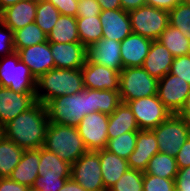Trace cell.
<instances>
[{
    "mask_svg": "<svg viewBox=\"0 0 190 191\" xmlns=\"http://www.w3.org/2000/svg\"><path fill=\"white\" fill-rule=\"evenodd\" d=\"M87 59L109 69L117 70L119 73L123 69L121 60L120 42L102 38L87 48Z\"/></svg>",
    "mask_w": 190,
    "mask_h": 191,
    "instance_id": "16",
    "label": "cell"
},
{
    "mask_svg": "<svg viewBox=\"0 0 190 191\" xmlns=\"http://www.w3.org/2000/svg\"><path fill=\"white\" fill-rule=\"evenodd\" d=\"M157 85L158 80L143 67H127L120 71L119 94L123 103L157 95Z\"/></svg>",
    "mask_w": 190,
    "mask_h": 191,
    "instance_id": "6",
    "label": "cell"
},
{
    "mask_svg": "<svg viewBox=\"0 0 190 191\" xmlns=\"http://www.w3.org/2000/svg\"><path fill=\"white\" fill-rule=\"evenodd\" d=\"M38 166V174L42 177H71V164L44 147H40Z\"/></svg>",
    "mask_w": 190,
    "mask_h": 191,
    "instance_id": "26",
    "label": "cell"
},
{
    "mask_svg": "<svg viewBox=\"0 0 190 191\" xmlns=\"http://www.w3.org/2000/svg\"><path fill=\"white\" fill-rule=\"evenodd\" d=\"M59 10L48 0H37L35 23L47 35L60 16Z\"/></svg>",
    "mask_w": 190,
    "mask_h": 191,
    "instance_id": "33",
    "label": "cell"
},
{
    "mask_svg": "<svg viewBox=\"0 0 190 191\" xmlns=\"http://www.w3.org/2000/svg\"><path fill=\"white\" fill-rule=\"evenodd\" d=\"M178 170L175 157L158 152L149 160L144 173L164 179H175Z\"/></svg>",
    "mask_w": 190,
    "mask_h": 191,
    "instance_id": "30",
    "label": "cell"
},
{
    "mask_svg": "<svg viewBox=\"0 0 190 191\" xmlns=\"http://www.w3.org/2000/svg\"><path fill=\"white\" fill-rule=\"evenodd\" d=\"M136 140L137 131H129L118 137L108 139L105 149L127 160L136 147Z\"/></svg>",
    "mask_w": 190,
    "mask_h": 191,
    "instance_id": "34",
    "label": "cell"
},
{
    "mask_svg": "<svg viewBox=\"0 0 190 191\" xmlns=\"http://www.w3.org/2000/svg\"><path fill=\"white\" fill-rule=\"evenodd\" d=\"M183 2L190 5V0H183Z\"/></svg>",
    "mask_w": 190,
    "mask_h": 191,
    "instance_id": "54",
    "label": "cell"
},
{
    "mask_svg": "<svg viewBox=\"0 0 190 191\" xmlns=\"http://www.w3.org/2000/svg\"><path fill=\"white\" fill-rule=\"evenodd\" d=\"M4 137V126L0 125V141Z\"/></svg>",
    "mask_w": 190,
    "mask_h": 191,
    "instance_id": "52",
    "label": "cell"
},
{
    "mask_svg": "<svg viewBox=\"0 0 190 191\" xmlns=\"http://www.w3.org/2000/svg\"><path fill=\"white\" fill-rule=\"evenodd\" d=\"M59 191H86V190L72 178H69Z\"/></svg>",
    "mask_w": 190,
    "mask_h": 191,
    "instance_id": "49",
    "label": "cell"
},
{
    "mask_svg": "<svg viewBox=\"0 0 190 191\" xmlns=\"http://www.w3.org/2000/svg\"><path fill=\"white\" fill-rule=\"evenodd\" d=\"M122 103L119 90L84 88L72 95H63L46 104L49 122L77 127L92 112L112 114Z\"/></svg>",
    "mask_w": 190,
    "mask_h": 191,
    "instance_id": "1",
    "label": "cell"
},
{
    "mask_svg": "<svg viewBox=\"0 0 190 191\" xmlns=\"http://www.w3.org/2000/svg\"><path fill=\"white\" fill-rule=\"evenodd\" d=\"M143 191H176L175 179H164L143 172Z\"/></svg>",
    "mask_w": 190,
    "mask_h": 191,
    "instance_id": "37",
    "label": "cell"
},
{
    "mask_svg": "<svg viewBox=\"0 0 190 191\" xmlns=\"http://www.w3.org/2000/svg\"><path fill=\"white\" fill-rule=\"evenodd\" d=\"M60 12L61 15L77 16L78 0H48Z\"/></svg>",
    "mask_w": 190,
    "mask_h": 191,
    "instance_id": "42",
    "label": "cell"
},
{
    "mask_svg": "<svg viewBox=\"0 0 190 191\" xmlns=\"http://www.w3.org/2000/svg\"><path fill=\"white\" fill-rule=\"evenodd\" d=\"M26 191H39V189H36L30 186V187H27Z\"/></svg>",
    "mask_w": 190,
    "mask_h": 191,
    "instance_id": "53",
    "label": "cell"
},
{
    "mask_svg": "<svg viewBox=\"0 0 190 191\" xmlns=\"http://www.w3.org/2000/svg\"><path fill=\"white\" fill-rule=\"evenodd\" d=\"M99 17L103 30L102 38L121 42L132 33L129 14L122 8L102 10Z\"/></svg>",
    "mask_w": 190,
    "mask_h": 191,
    "instance_id": "17",
    "label": "cell"
},
{
    "mask_svg": "<svg viewBox=\"0 0 190 191\" xmlns=\"http://www.w3.org/2000/svg\"><path fill=\"white\" fill-rule=\"evenodd\" d=\"M50 50L55 68L79 69L87 59V48L81 43H52Z\"/></svg>",
    "mask_w": 190,
    "mask_h": 191,
    "instance_id": "18",
    "label": "cell"
},
{
    "mask_svg": "<svg viewBox=\"0 0 190 191\" xmlns=\"http://www.w3.org/2000/svg\"><path fill=\"white\" fill-rule=\"evenodd\" d=\"M14 50L30 47L35 44L48 41L47 34L35 23L26 25L25 27L13 32Z\"/></svg>",
    "mask_w": 190,
    "mask_h": 191,
    "instance_id": "32",
    "label": "cell"
},
{
    "mask_svg": "<svg viewBox=\"0 0 190 191\" xmlns=\"http://www.w3.org/2000/svg\"><path fill=\"white\" fill-rule=\"evenodd\" d=\"M69 178L71 177H42L39 175L32 187L39 191H59Z\"/></svg>",
    "mask_w": 190,
    "mask_h": 191,
    "instance_id": "38",
    "label": "cell"
},
{
    "mask_svg": "<svg viewBox=\"0 0 190 191\" xmlns=\"http://www.w3.org/2000/svg\"><path fill=\"white\" fill-rule=\"evenodd\" d=\"M189 95L190 84L170 72L158 80L157 97L172 114L181 111Z\"/></svg>",
    "mask_w": 190,
    "mask_h": 191,
    "instance_id": "12",
    "label": "cell"
},
{
    "mask_svg": "<svg viewBox=\"0 0 190 191\" xmlns=\"http://www.w3.org/2000/svg\"><path fill=\"white\" fill-rule=\"evenodd\" d=\"M27 186L10 178H0V191H26Z\"/></svg>",
    "mask_w": 190,
    "mask_h": 191,
    "instance_id": "45",
    "label": "cell"
},
{
    "mask_svg": "<svg viewBox=\"0 0 190 191\" xmlns=\"http://www.w3.org/2000/svg\"><path fill=\"white\" fill-rule=\"evenodd\" d=\"M88 151L105 149L108 143V115L92 112L85 115L77 126Z\"/></svg>",
    "mask_w": 190,
    "mask_h": 191,
    "instance_id": "11",
    "label": "cell"
},
{
    "mask_svg": "<svg viewBox=\"0 0 190 191\" xmlns=\"http://www.w3.org/2000/svg\"><path fill=\"white\" fill-rule=\"evenodd\" d=\"M152 131L156 136L159 152L175 157L190 136V122L178 114H171Z\"/></svg>",
    "mask_w": 190,
    "mask_h": 191,
    "instance_id": "7",
    "label": "cell"
},
{
    "mask_svg": "<svg viewBox=\"0 0 190 191\" xmlns=\"http://www.w3.org/2000/svg\"><path fill=\"white\" fill-rule=\"evenodd\" d=\"M43 147L71 165L88 151L77 127L53 122L48 124Z\"/></svg>",
    "mask_w": 190,
    "mask_h": 191,
    "instance_id": "4",
    "label": "cell"
},
{
    "mask_svg": "<svg viewBox=\"0 0 190 191\" xmlns=\"http://www.w3.org/2000/svg\"><path fill=\"white\" fill-rule=\"evenodd\" d=\"M127 104L140 130H152L172 114L157 95L128 101Z\"/></svg>",
    "mask_w": 190,
    "mask_h": 191,
    "instance_id": "10",
    "label": "cell"
},
{
    "mask_svg": "<svg viewBox=\"0 0 190 191\" xmlns=\"http://www.w3.org/2000/svg\"><path fill=\"white\" fill-rule=\"evenodd\" d=\"M152 40L136 33H131L120 42L123 68L142 67L149 53Z\"/></svg>",
    "mask_w": 190,
    "mask_h": 191,
    "instance_id": "20",
    "label": "cell"
},
{
    "mask_svg": "<svg viewBox=\"0 0 190 191\" xmlns=\"http://www.w3.org/2000/svg\"><path fill=\"white\" fill-rule=\"evenodd\" d=\"M176 191H190V166L181 168L175 178Z\"/></svg>",
    "mask_w": 190,
    "mask_h": 191,
    "instance_id": "43",
    "label": "cell"
},
{
    "mask_svg": "<svg viewBox=\"0 0 190 191\" xmlns=\"http://www.w3.org/2000/svg\"><path fill=\"white\" fill-rule=\"evenodd\" d=\"M83 89L82 68H54L36 80L35 97L46 105L54 98L76 94Z\"/></svg>",
    "mask_w": 190,
    "mask_h": 191,
    "instance_id": "3",
    "label": "cell"
},
{
    "mask_svg": "<svg viewBox=\"0 0 190 191\" xmlns=\"http://www.w3.org/2000/svg\"><path fill=\"white\" fill-rule=\"evenodd\" d=\"M178 169L190 166V136L175 156Z\"/></svg>",
    "mask_w": 190,
    "mask_h": 191,
    "instance_id": "44",
    "label": "cell"
},
{
    "mask_svg": "<svg viewBox=\"0 0 190 191\" xmlns=\"http://www.w3.org/2000/svg\"><path fill=\"white\" fill-rule=\"evenodd\" d=\"M37 0H22L0 12V21L13 32L35 21Z\"/></svg>",
    "mask_w": 190,
    "mask_h": 191,
    "instance_id": "21",
    "label": "cell"
},
{
    "mask_svg": "<svg viewBox=\"0 0 190 191\" xmlns=\"http://www.w3.org/2000/svg\"><path fill=\"white\" fill-rule=\"evenodd\" d=\"M173 55L159 41H152L148 55L146 56L142 67L150 76L160 80L170 72L173 62Z\"/></svg>",
    "mask_w": 190,
    "mask_h": 191,
    "instance_id": "22",
    "label": "cell"
},
{
    "mask_svg": "<svg viewBox=\"0 0 190 191\" xmlns=\"http://www.w3.org/2000/svg\"><path fill=\"white\" fill-rule=\"evenodd\" d=\"M47 39L52 43H80L76 17L60 15Z\"/></svg>",
    "mask_w": 190,
    "mask_h": 191,
    "instance_id": "27",
    "label": "cell"
},
{
    "mask_svg": "<svg viewBox=\"0 0 190 191\" xmlns=\"http://www.w3.org/2000/svg\"><path fill=\"white\" fill-rule=\"evenodd\" d=\"M18 54L20 60L29 67L31 74L36 80L55 68L54 58L52 57L48 41L20 49Z\"/></svg>",
    "mask_w": 190,
    "mask_h": 191,
    "instance_id": "15",
    "label": "cell"
},
{
    "mask_svg": "<svg viewBox=\"0 0 190 191\" xmlns=\"http://www.w3.org/2000/svg\"><path fill=\"white\" fill-rule=\"evenodd\" d=\"M157 41L164 45L174 58L190 54V40L177 27L170 24L162 32Z\"/></svg>",
    "mask_w": 190,
    "mask_h": 191,
    "instance_id": "29",
    "label": "cell"
},
{
    "mask_svg": "<svg viewBox=\"0 0 190 191\" xmlns=\"http://www.w3.org/2000/svg\"><path fill=\"white\" fill-rule=\"evenodd\" d=\"M82 68L84 88L95 90H119L120 73L86 59Z\"/></svg>",
    "mask_w": 190,
    "mask_h": 191,
    "instance_id": "13",
    "label": "cell"
},
{
    "mask_svg": "<svg viewBox=\"0 0 190 191\" xmlns=\"http://www.w3.org/2000/svg\"><path fill=\"white\" fill-rule=\"evenodd\" d=\"M102 9L97 0H79L76 17H96Z\"/></svg>",
    "mask_w": 190,
    "mask_h": 191,
    "instance_id": "41",
    "label": "cell"
},
{
    "mask_svg": "<svg viewBox=\"0 0 190 191\" xmlns=\"http://www.w3.org/2000/svg\"><path fill=\"white\" fill-rule=\"evenodd\" d=\"M122 9L126 12L136 10L137 8L146 5V0H120Z\"/></svg>",
    "mask_w": 190,
    "mask_h": 191,
    "instance_id": "47",
    "label": "cell"
},
{
    "mask_svg": "<svg viewBox=\"0 0 190 191\" xmlns=\"http://www.w3.org/2000/svg\"><path fill=\"white\" fill-rule=\"evenodd\" d=\"M178 115L190 122V95L186 99L185 104Z\"/></svg>",
    "mask_w": 190,
    "mask_h": 191,
    "instance_id": "50",
    "label": "cell"
},
{
    "mask_svg": "<svg viewBox=\"0 0 190 191\" xmlns=\"http://www.w3.org/2000/svg\"><path fill=\"white\" fill-rule=\"evenodd\" d=\"M169 24L190 40V5L181 2L169 11Z\"/></svg>",
    "mask_w": 190,
    "mask_h": 191,
    "instance_id": "35",
    "label": "cell"
},
{
    "mask_svg": "<svg viewBox=\"0 0 190 191\" xmlns=\"http://www.w3.org/2000/svg\"><path fill=\"white\" fill-rule=\"evenodd\" d=\"M0 86L17 93L36 92V79L17 51L0 58Z\"/></svg>",
    "mask_w": 190,
    "mask_h": 191,
    "instance_id": "5",
    "label": "cell"
},
{
    "mask_svg": "<svg viewBox=\"0 0 190 191\" xmlns=\"http://www.w3.org/2000/svg\"><path fill=\"white\" fill-rule=\"evenodd\" d=\"M22 0H0V12L5 8L12 6Z\"/></svg>",
    "mask_w": 190,
    "mask_h": 191,
    "instance_id": "51",
    "label": "cell"
},
{
    "mask_svg": "<svg viewBox=\"0 0 190 191\" xmlns=\"http://www.w3.org/2000/svg\"><path fill=\"white\" fill-rule=\"evenodd\" d=\"M132 32L152 41L158 40L162 32L169 26V12L150 5H143L128 12Z\"/></svg>",
    "mask_w": 190,
    "mask_h": 191,
    "instance_id": "8",
    "label": "cell"
},
{
    "mask_svg": "<svg viewBox=\"0 0 190 191\" xmlns=\"http://www.w3.org/2000/svg\"><path fill=\"white\" fill-rule=\"evenodd\" d=\"M102 10L121 9L120 0H97Z\"/></svg>",
    "mask_w": 190,
    "mask_h": 191,
    "instance_id": "48",
    "label": "cell"
},
{
    "mask_svg": "<svg viewBox=\"0 0 190 191\" xmlns=\"http://www.w3.org/2000/svg\"><path fill=\"white\" fill-rule=\"evenodd\" d=\"M140 130L135 116L127 103H121L116 110L108 115V139L118 137L129 131Z\"/></svg>",
    "mask_w": 190,
    "mask_h": 191,
    "instance_id": "25",
    "label": "cell"
},
{
    "mask_svg": "<svg viewBox=\"0 0 190 191\" xmlns=\"http://www.w3.org/2000/svg\"><path fill=\"white\" fill-rule=\"evenodd\" d=\"M48 124L46 105L37 101L4 125V137L24 150L39 149L44 146Z\"/></svg>",
    "mask_w": 190,
    "mask_h": 191,
    "instance_id": "2",
    "label": "cell"
},
{
    "mask_svg": "<svg viewBox=\"0 0 190 191\" xmlns=\"http://www.w3.org/2000/svg\"><path fill=\"white\" fill-rule=\"evenodd\" d=\"M100 168L105 190L108 191L128 170L126 159L109 152L106 149L98 150Z\"/></svg>",
    "mask_w": 190,
    "mask_h": 191,
    "instance_id": "23",
    "label": "cell"
},
{
    "mask_svg": "<svg viewBox=\"0 0 190 191\" xmlns=\"http://www.w3.org/2000/svg\"><path fill=\"white\" fill-rule=\"evenodd\" d=\"M108 191H143V172L128 168Z\"/></svg>",
    "mask_w": 190,
    "mask_h": 191,
    "instance_id": "36",
    "label": "cell"
},
{
    "mask_svg": "<svg viewBox=\"0 0 190 191\" xmlns=\"http://www.w3.org/2000/svg\"><path fill=\"white\" fill-rule=\"evenodd\" d=\"M181 2H183V0H146V5H150L152 7L163 9L169 12Z\"/></svg>",
    "mask_w": 190,
    "mask_h": 191,
    "instance_id": "46",
    "label": "cell"
},
{
    "mask_svg": "<svg viewBox=\"0 0 190 191\" xmlns=\"http://www.w3.org/2000/svg\"><path fill=\"white\" fill-rule=\"evenodd\" d=\"M14 51L13 31L0 21V58Z\"/></svg>",
    "mask_w": 190,
    "mask_h": 191,
    "instance_id": "40",
    "label": "cell"
},
{
    "mask_svg": "<svg viewBox=\"0 0 190 191\" xmlns=\"http://www.w3.org/2000/svg\"><path fill=\"white\" fill-rule=\"evenodd\" d=\"M71 178L86 191H106L98 151H87L71 165Z\"/></svg>",
    "mask_w": 190,
    "mask_h": 191,
    "instance_id": "9",
    "label": "cell"
},
{
    "mask_svg": "<svg viewBox=\"0 0 190 191\" xmlns=\"http://www.w3.org/2000/svg\"><path fill=\"white\" fill-rule=\"evenodd\" d=\"M80 43L88 48L102 39L100 17H76Z\"/></svg>",
    "mask_w": 190,
    "mask_h": 191,
    "instance_id": "31",
    "label": "cell"
},
{
    "mask_svg": "<svg viewBox=\"0 0 190 191\" xmlns=\"http://www.w3.org/2000/svg\"><path fill=\"white\" fill-rule=\"evenodd\" d=\"M170 73L190 84V54L175 57L171 65Z\"/></svg>",
    "mask_w": 190,
    "mask_h": 191,
    "instance_id": "39",
    "label": "cell"
},
{
    "mask_svg": "<svg viewBox=\"0 0 190 191\" xmlns=\"http://www.w3.org/2000/svg\"><path fill=\"white\" fill-rule=\"evenodd\" d=\"M36 102L35 93H17L0 86V125L4 126Z\"/></svg>",
    "mask_w": 190,
    "mask_h": 191,
    "instance_id": "14",
    "label": "cell"
},
{
    "mask_svg": "<svg viewBox=\"0 0 190 191\" xmlns=\"http://www.w3.org/2000/svg\"><path fill=\"white\" fill-rule=\"evenodd\" d=\"M159 152L156 136L152 130H138L136 147L127 159L129 168L144 172L149 160Z\"/></svg>",
    "mask_w": 190,
    "mask_h": 191,
    "instance_id": "19",
    "label": "cell"
},
{
    "mask_svg": "<svg viewBox=\"0 0 190 191\" xmlns=\"http://www.w3.org/2000/svg\"><path fill=\"white\" fill-rule=\"evenodd\" d=\"M40 160V148L24 150L20 162L12 170L10 179L30 187L33 185L38 174Z\"/></svg>",
    "mask_w": 190,
    "mask_h": 191,
    "instance_id": "24",
    "label": "cell"
},
{
    "mask_svg": "<svg viewBox=\"0 0 190 191\" xmlns=\"http://www.w3.org/2000/svg\"><path fill=\"white\" fill-rule=\"evenodd\" d=\"M24 149L3 137L0 141V178H9L12 170L20 162Z\"/></svg>",
    "mask_w": 190,
    "mask_h": 191,
    "instance_id": "28",
    "label": "cell"
}]
</instances>
